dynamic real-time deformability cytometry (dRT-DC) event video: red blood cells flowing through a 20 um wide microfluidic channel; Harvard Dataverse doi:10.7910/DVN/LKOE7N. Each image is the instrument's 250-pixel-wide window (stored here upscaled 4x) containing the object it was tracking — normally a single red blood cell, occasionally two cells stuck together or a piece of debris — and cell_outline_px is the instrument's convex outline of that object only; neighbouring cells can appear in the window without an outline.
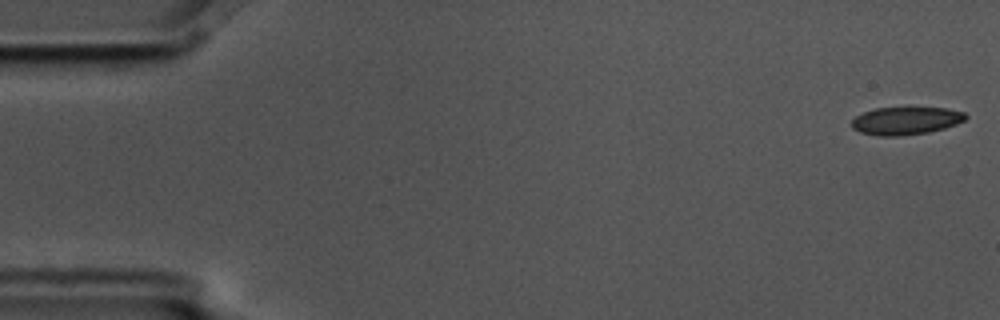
{"species": "common noctule bat (a hibernating species)", "species_latin": "Nyctalus noctula", "temperature_condition": "cold", "stored_images_in_passage": 5, "camera_frame_rate_fps": 3000, "um_per_image_px": 0.085, "animal": {"sex": "male", "body_mass_g": 17.5, "forearm_length_mm": 52.3}, "frame": {"image": 1, "passage_image": 1, "time_ms": 0.0, "image_size_px": [1000, 320], "cell_outline_px": [[968, 116], [964, 120], [956, 124], [944, 128], [928, 132], [900, 136], [876, 136], [860, 132], [852, 128], [852, 120], [856, 116], [864, 112], [876, 108], [948, 108], [964, 112]], "centroid_in_image_um": [76.99, 10.27], "position_along_channel_um": 8.0, "area_um2": 18.38}}
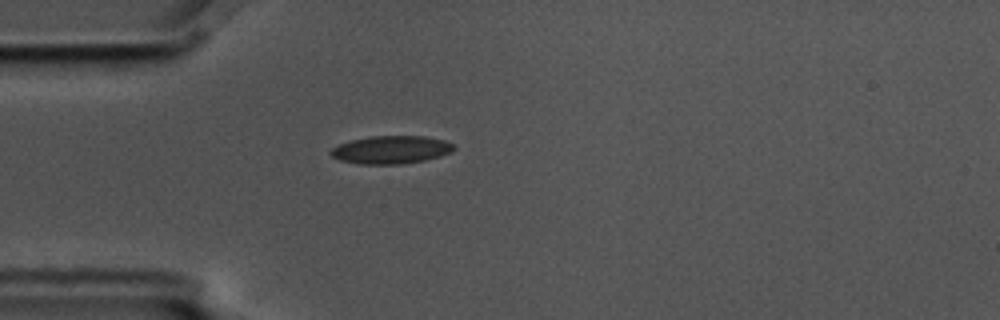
{"frame": {"image": 2, "passage_image": 5, "time_ms": 1.333, "image_size_px": [1000, 320], "cell_outline_px": [[456, 148], [452, 152], [440, 156], [424, 160], [400, 164], [360, 164], [340, 160], [332, 156], [328, 152], [332, 148], [340, 144], [352, 140], [372, 136], [424, 136], [444, 140], [456, 144]], "centroid_in_image_um": [33.28, 12.73], "position_along_channel_um": 51.7, "area_um2": 20.06}}